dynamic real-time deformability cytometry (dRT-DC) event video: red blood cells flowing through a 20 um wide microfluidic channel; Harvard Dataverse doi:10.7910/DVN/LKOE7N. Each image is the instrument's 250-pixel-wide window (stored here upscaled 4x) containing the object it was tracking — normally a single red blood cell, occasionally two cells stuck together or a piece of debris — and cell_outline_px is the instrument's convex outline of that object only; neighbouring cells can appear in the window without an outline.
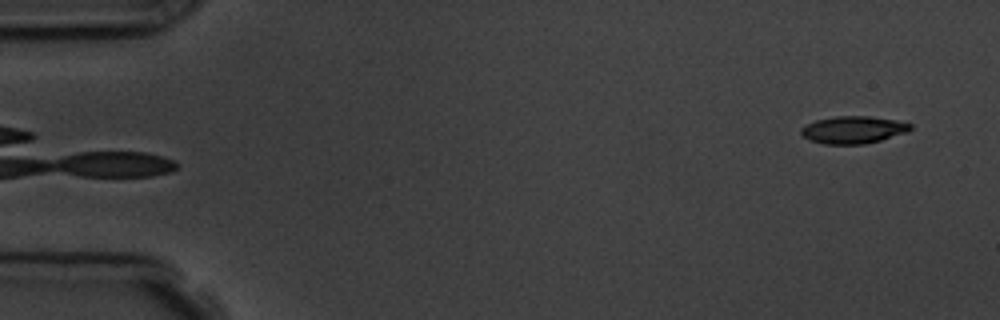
{"species": "common noctule bat (a hibernating species)", "species_latin": "Nyctalus noctula", "temperature_condition": "room temperature", "stored_images_in_passage": 5, "camera_frame_rate_fps": 3000, "um_per_image_px": 0.085, "animal": {"sex": "male", "body_mass_g": 19.5, "forearm_length_mm": 54.6}, "frame": {"image": 1, "passage_image": 5, "time_ms": 4.333, "image_size_px": [1000, 320], "cell_outline_px": [[912, 128], [908, 132], [880, 140], [864, 144], [824, 144], [808, 140], [800, 132], [800, 128], [816, 120], [836, 116], [868, 116], [896, 120], [912, 124]], "centroid_in_image_um": [72.52, 11.03], "position_along_channel_um": 12.5, "area_um2": 17.4}}